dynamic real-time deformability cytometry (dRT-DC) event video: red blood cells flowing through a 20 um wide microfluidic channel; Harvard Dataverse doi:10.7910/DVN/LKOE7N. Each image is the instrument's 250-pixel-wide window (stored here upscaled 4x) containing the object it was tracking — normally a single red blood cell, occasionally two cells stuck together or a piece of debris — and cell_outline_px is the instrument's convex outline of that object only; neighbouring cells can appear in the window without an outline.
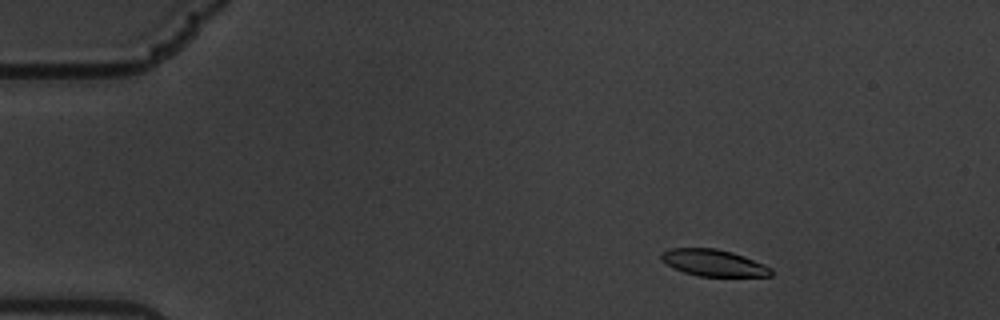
{"species": "common noctule bat (a hibernating species)", "species_latin": "Nyctalus noctula", "temperature_condition": "warm", "stored_images_in_passage": 59, "camera_frame_rate_fps": 3000, "um_per_image_px": 0.085, "animal": {"sex": "male", "body_mass_g": 19.5, "forearm_length_mm": 54.6}, "frame": {"image": 1, "passage_image": 7, "time_ms": 2.0, "image_size_px": [1000, 320], "cell_outline_px": [[772, 276], [700, 276], [684, 272], [660, 260], [660, 252], [668, 248], [716, 248], [732, 252], [744, 256], [764, 264], [772, 268]], "centroid_in_image_um": [60.64, 22.33], "position_along_channel_um": 24.4, "area_um2": 17.05}}
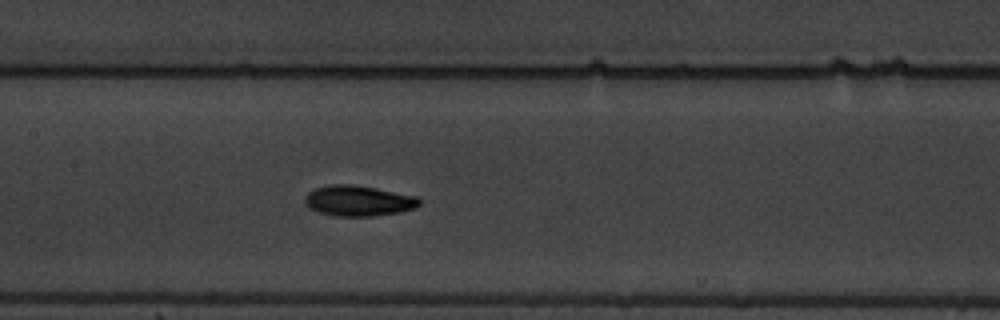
{"frame": {"image": 2, "passage_image": 28, "time_ms": 9.0, "image_size_px": [1000, 320], "cell_outline_px": [[420, 204], [416, 208], [400, 212], [372, 216], [336, 216], [320, 212], [308, 208], [304, 204], [304, 196], [308, 192], [316, 188], [332, 184], [352, 184], [376, 188], [416, 196], [420, 200]], "centroid_in_image_um": [30.44, 17.06], "position_along_channel_um": 177.0, "area_um2": 20.46}}
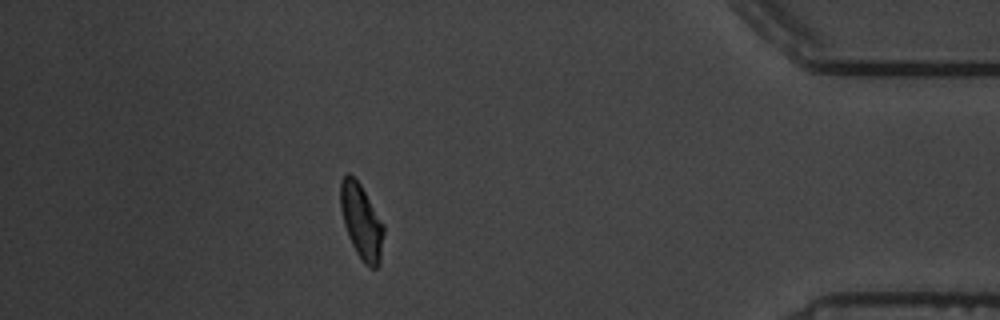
{"frame": {"image": 3, "passage_image": 52, "time_ms": 17.0, "image_size_px": [1000, 320], "cell_outline_px": [[384, 232], [380, 264], [376, 268], [368, 268], [364, 264], [356, 252], [348, 236], [344, 224], [340, 208], [340, 180], [348, 172], [360, 184], [384, 224]], "centroid_in_image_um": [30.72, 18.86], "position_along_channel_um": 404.5, "area_um2": 18.96}, "authors_computed_cell_mechanics": {"area_um2": 19.0162, "velocity_mm_per_s": 3.3622, "shape_relaxation_time_tau1_ms": 3.3245, "shape_relaxation_time_tau2_ms": 4.1761, "deformation_change_tau1": 0.1502, "deformation_change_tau2": 0.0861}}